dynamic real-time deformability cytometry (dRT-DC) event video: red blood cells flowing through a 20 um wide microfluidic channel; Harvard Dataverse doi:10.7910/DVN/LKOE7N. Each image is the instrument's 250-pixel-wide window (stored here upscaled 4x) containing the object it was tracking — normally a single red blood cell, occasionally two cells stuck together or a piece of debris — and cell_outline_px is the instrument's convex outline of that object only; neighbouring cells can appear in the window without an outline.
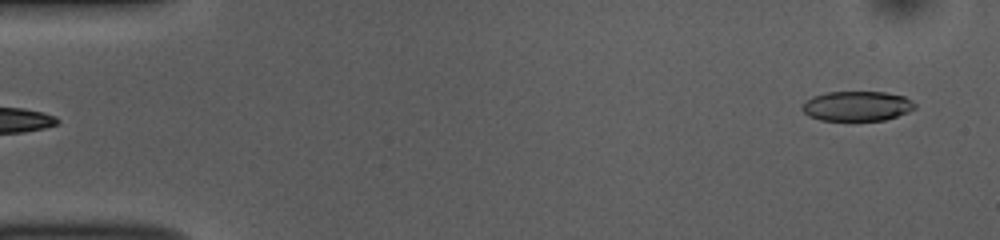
{"species": "common noctule bat (a hibernating species)", "species_latin": "Nyctalus noctula", "temperature_condition": "room temperature", "stored_images_in_passage": 52, "camera_frame_rate_fps": 3000, "um_per_image_px": 0.085, "animal": {"sex": "female", "body_mass_g": 10.0, "forearm_length_mm": 53.1}, "frame": {"image": 1, "passage_image": 2, "time_ms": 0.333, "image_size_px": [1000, 240], "cell_outline_px": [[916, 108], [908, 112], [884, 120], [820, 120], [808, 116], [800, 108], [812, 96], [824, 92], [884, 92], [904, 96], [912, 100], [916, 104]], "centroid_in_image_um": [72.85, 9.01], "position_along_channel_um": 12.2, "area_um2": 19.59}}
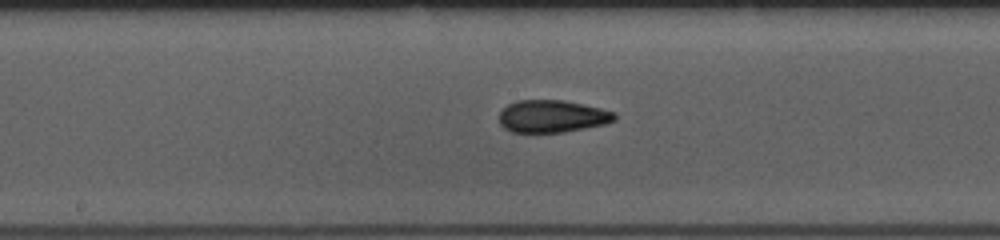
{"frame": {"image": 2, "passage_image": 26, "time_ms": 8.333, "image_size_px": [1000, 240], "cell_outline_px": [[616, 120], [604, 124], [564, 132], [512, 132], [504, 128], [500, 124], [500, 112], [508, 104], [516, 100], [564, 100], [600, 108], [616, 112]], "centroid_in_image_um": [46.94, 9.88], "position_along_channel_um": 201.3, "area_um2": 21.73}}
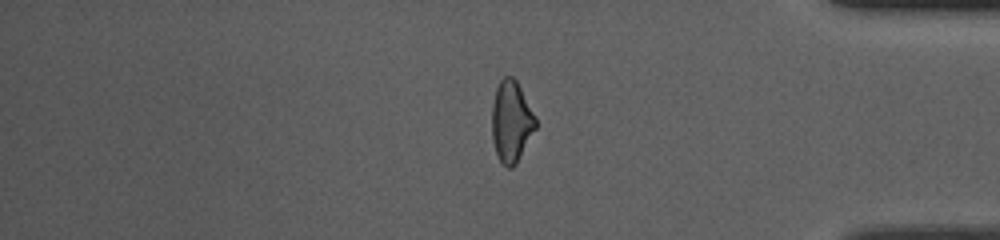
{"frame": {"image": 3, "passage_image": 43, "time_ms": 14.0, "image_size_px": [1000, 240], "cell_outline_px": [[536, 128], [516, 164], [512, 168], [508, 168], [500, 160], [496, 152], [492, 140], [492, 104], [496, 88], [500, 80], [504, 76], [512, 76], [516, 80], [536, 116]], "centroid_in_image_um": [43.46, 10.32], "position_along_channel_um": 391.7, "area_um2": 20.69}, "authors_computed_cell_mechanics": {"area_um2": 21.6461, "velocity_mm_per_s": 3.7809, "shape_relaxation_time_tau1_ms": 6.0025, "shape_relaxation_time_tau2_ms": 2.2516, "deformation_change_tau1": 0.1579, "deformation_change_tau2": 0.0968}}